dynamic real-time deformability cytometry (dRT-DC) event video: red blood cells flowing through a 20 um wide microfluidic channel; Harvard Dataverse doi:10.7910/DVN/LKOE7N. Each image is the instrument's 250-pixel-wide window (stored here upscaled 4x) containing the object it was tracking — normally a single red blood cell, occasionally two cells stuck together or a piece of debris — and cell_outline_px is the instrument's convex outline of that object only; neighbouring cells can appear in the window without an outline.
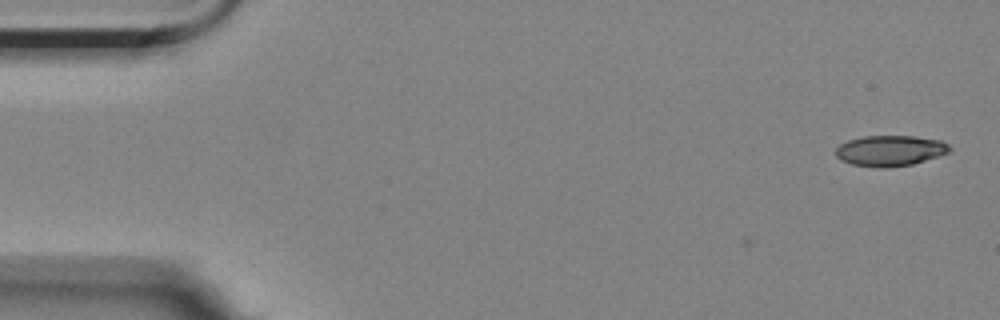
{"species": "Egyptian fruit bat (a non-hibernating species)", "species_latin": "Rousettus aegyptiacus", "temperature_condition": "room temperature", "stored_images_in_passage": 3, "camera_frame_rate_fps": 3000, "um_per_image_px": 0.085, "animal": {"sex": "female"}, "frame": {"image": 1, "passage_image": 1, "time_ms": 0.0, "image_size_px": [1000, 320], "cell_outline_px": [[952, 148], [948, 152], [912, 164], [888, 168], [880, 168], [852, 164], [840, 160], [836, 156], [836, 148], [840, 144], [848, 140], [864, 136], [916, 136], [940, 140], [948, 144]], "centroid_in_image_um": [75.64, 12.8], "position_along_channel_um": 9.4, "area_um2": 20.29}}